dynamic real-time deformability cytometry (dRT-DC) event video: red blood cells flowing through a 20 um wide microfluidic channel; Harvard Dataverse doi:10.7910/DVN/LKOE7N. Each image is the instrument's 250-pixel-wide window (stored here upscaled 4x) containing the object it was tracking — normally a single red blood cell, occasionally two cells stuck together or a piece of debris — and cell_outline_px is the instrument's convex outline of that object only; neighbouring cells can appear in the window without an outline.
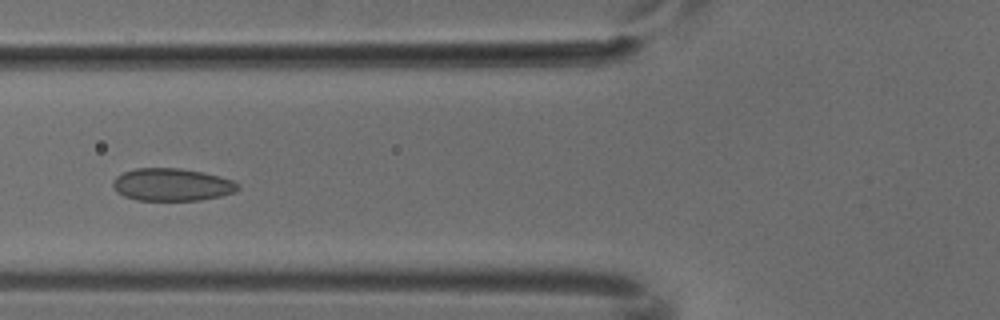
{"species": "common noctule bat (a hibernating species)", "species_latin": "Nyctalus noctula", "temperature_condition": "cold", "stored_images_in_passage": 8, "camera_frame_rate_fps": 3000, "um_per_image_px": 0.085, "animal": {"sex": "male", "body_mass_g": 18.8}, "frame": {"image": 1, "passage_image": 7, "time_ms": 2.0, "image_size_px": [1000, 320], "cell_outline_px": [[240, 188], [236, 192], [220, 196], [200, 200], [136, 200], [124, 196], [116, 192], [112, 184], [112, 180], [116, 176], [124, 172], [136, 168], [180, 168], [220, 176], [232, 180], [240, 184]], "centroid_in_image_um": [14.61, 15.7], "position_along_channel_um": 111.2, "area_um2": 23.81}}
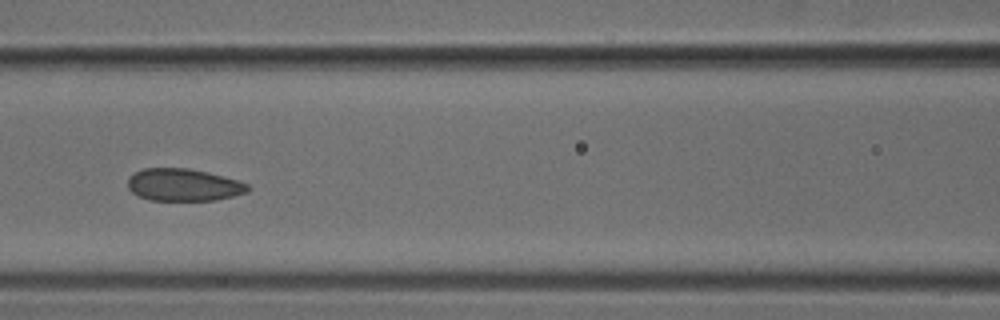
{"frame": {"image": 2, "passage_image": 8, "time_ms": 2.333, "image_size_px": [1000, 320], "cell_outline_px": [[252, 188], [248, 192], [216, 200], [148, 200], [132, 192], [128, 188], [128, 176], [132, 172], [144, 168], [188, 168], [208, 172], [236, 180], [248, 184]], "centroid_in_image_um": [15.58, 15.71], "position_along_channel_um": 151.0, "area_um2": 22.72}}